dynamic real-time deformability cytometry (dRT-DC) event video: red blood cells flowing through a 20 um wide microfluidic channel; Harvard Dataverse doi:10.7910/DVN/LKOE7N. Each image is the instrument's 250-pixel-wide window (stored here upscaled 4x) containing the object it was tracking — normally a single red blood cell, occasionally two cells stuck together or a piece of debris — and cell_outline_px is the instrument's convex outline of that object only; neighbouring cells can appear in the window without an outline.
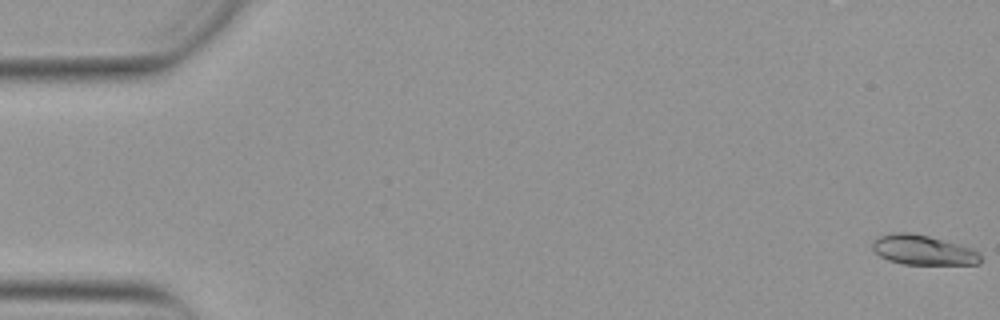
{"species": "Egyptian fruit bat (a non-hibernating species)", "species_latin": "Rousettus aegyptiacus", "temperature_condition": "warm", "stored_images_in_passage": 53, "camera_frame_rate_fps": 3000, "um_per_image_px": 0.085, "animal": {"sex": "female"}, "frame": {"image": 1, "passage_image": 1, "time_ms": 0.0, "image_size_px": [1000, 320], "cell_outline_px": [[980, 264], [904, 264], [888, 260], [880, 256], [872, 248], [872, 240], [880, 236], [892, 232], [912, 232], [928, 236], [972, 248], [980, 252]], "centroid_in_image_um": [78.44, 21.24], "position_along_channel_um": 6.6, "area_um2": 18.73}}
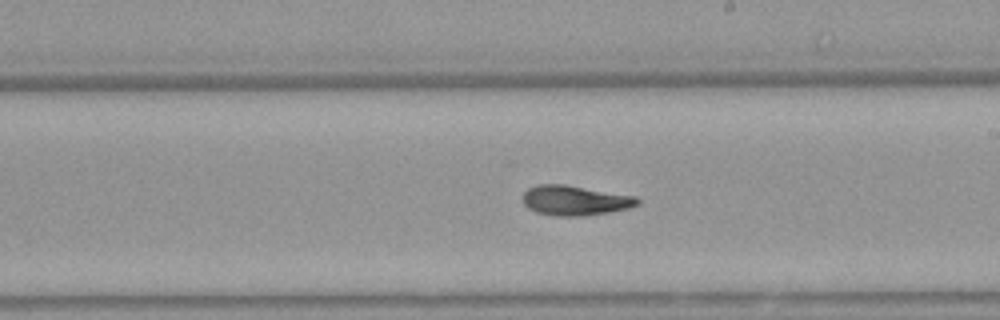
{"frame": {"image": 2, "passage_image": 31, "time_ms": 10.0, "image_size_px": [1000, 320], "cell_outline_px": [[640, 204], [628, 208], [608, 212], [580, 216], [556, 216], [536, 212], [528, 208], [524, 204], [520, 196], [528, 188], [540, 184], [564, 184], [636, 196], [640, 200]], "centroid_in_image_um": [48.85, 17.03], "position_along_channel_um": 240.2, "area_um2": 20.06}}
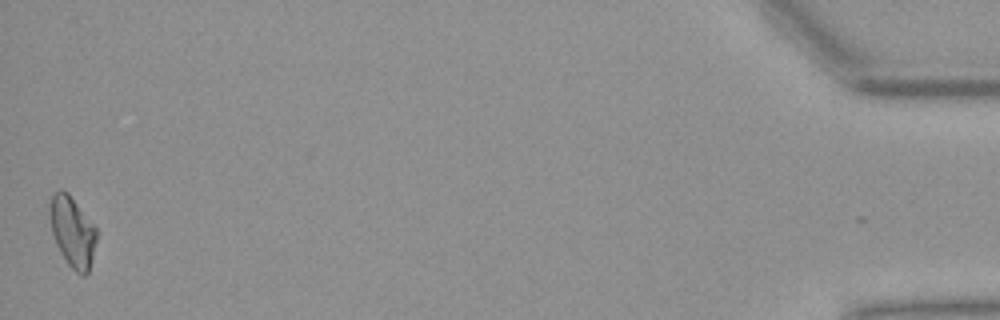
{"frame": {"image": 3, "passage_image": 53, "time_ms": 17.333, "image_size_px": [1000, 320], "cell_outline_px": [[96, 240], [88, 272], [84, 276], [80, 276], [68, 264], [60, 252], [56, 244], [52, 232], [48, 216], [48, 208], [52, 192], [60, 188], [68, 192], [96, 228]], "centroid_in_image_um": [6.11, 19.65], "position_along_channel_um": 429.1, "area_um2": 19.31}, "authors_computed_cell_mechanics": {"area_um2": 19.363, "velocity_mm_per_s": 3.8733, "shape_relaxation_time_tau1_ms": 6.2543, "shape_relaxation_time_tau2_ms": 3.0551, "deformation_change_tau1": 0.1894, "deformation_change_tau2": 0.097}}